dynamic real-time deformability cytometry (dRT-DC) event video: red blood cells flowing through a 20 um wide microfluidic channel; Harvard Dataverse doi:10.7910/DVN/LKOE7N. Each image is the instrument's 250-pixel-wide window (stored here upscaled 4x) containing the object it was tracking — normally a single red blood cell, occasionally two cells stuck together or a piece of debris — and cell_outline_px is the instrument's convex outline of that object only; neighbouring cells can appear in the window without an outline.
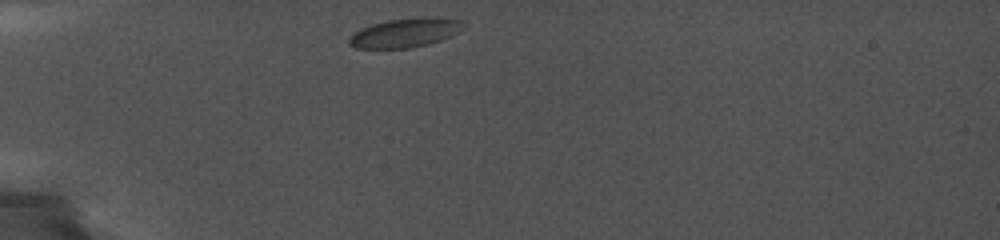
{"species": "common noctule bat (a hibernating species)", "species_latin": "Nyctalus noctula", "temperature_condition": "cold", "stored_images_in_passage": 5, "camera_frame_rate_fps": 5000, "um_per_image_px": 0.085, "animal": {"sex": "female", "body_mass_g": 19.0, "forearm_length_mm": 56.7}, "frame": {"image": 1, "passage_image": 1, "time_ms": 0.0, "image_size_px": [1000, 240], "cell_outline_px": [[468, 24], [460, 32], [452, 36], [428, 44], [408, 48], [356, 48], [348, 44], [348, 36], [360, 28], [372, 24], [388, 20], [424, 16], [436, 16], [464, 20]], "centroid_in_image_um": [34.51, 2.76], "position_along_channel_um": 50.5, "area_um2": 19.94}}